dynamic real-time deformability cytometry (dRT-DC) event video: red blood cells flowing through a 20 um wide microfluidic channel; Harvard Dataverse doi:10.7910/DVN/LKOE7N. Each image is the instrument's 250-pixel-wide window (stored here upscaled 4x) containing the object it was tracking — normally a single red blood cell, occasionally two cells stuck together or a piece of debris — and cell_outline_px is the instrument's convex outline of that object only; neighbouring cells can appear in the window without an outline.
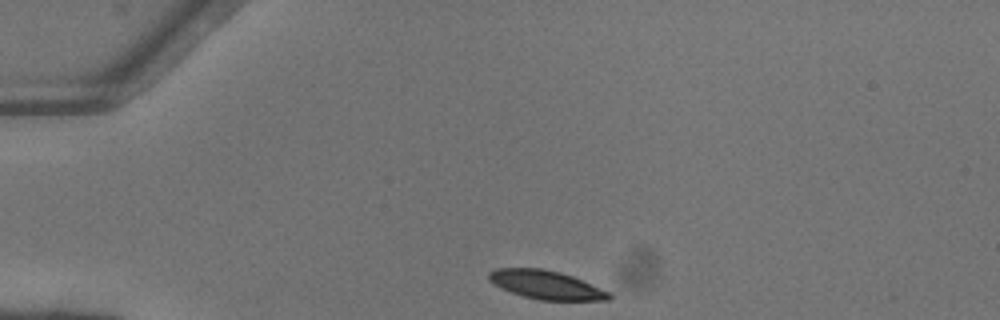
{"species": "common noctule bat (a hibernating species)", "species_latin": "Nyctalus noctula", "temperature_condition": "warm", "stored_images_in_passage": 40, "camera_frame_rate_fps": 3000, "um_per_image_px": 0.085, "animal": {"sex": "female"}, "frame": {"image": 1, "passage_image": 1, "time_ms": 0.0, "image_size_px": [1000, 320], "cell_outline_px": [[612, 296], [608, 300], [540, 300], [524, 296], [500, 288], [492, 284], [488, 280], [488, 272], [496, 268], [540, 268], [560, 272], [572, 276], [612, 292]], "centroid_in_image_um": [46.41, 24.2], "position_along_channel_um": 38.6, "area_um2": 20.11}}
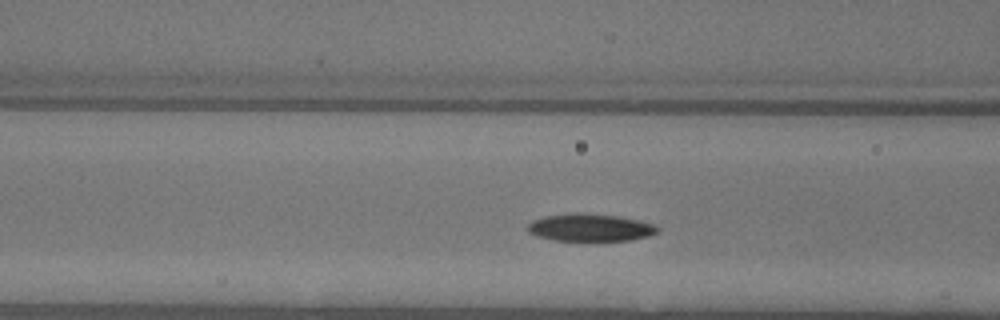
{"frame": {"image": 2, "passage_image": 10, "time_ms": 3.0, "image_size_px": [1000, 320], "cell_outline_px": [[660, 232], [648, 236], [632, 240], [588, 244], [552, 240], [536, 236], [528, 232], [528, 224], [532, 220], [544, 216], [568, 212], [588, 212], [620, 216], [656, 224], [660, 228]], "centroid_in_image_um": [50.18, 19.38], "position_along_channel_um": 116.4, "area_um2": 22.43}}
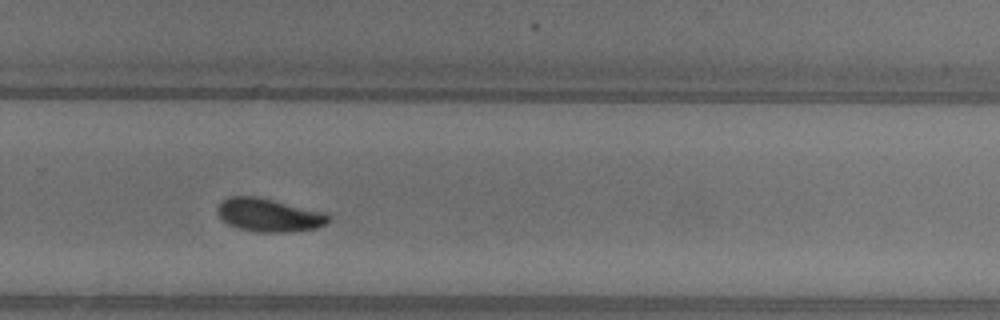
{"frame": {"image": 3, "passage_image": 24, "time_ms": 7.667, "image_size_px": [1000, 320], "cell_outline_px": [[332, 216], [328, 224], [316, 228], [292, 232], [256, 232], [240, 228], [228, 224], [216, 212], [216, 208], [224, 200], [232, 196], [256, 196], [324, 212]], "centroid_in_image_um": [22.9, 18.29], "position_along_channel_um": 306.9, "area_um2": 21.44}, "authors_computed_cell_mechanics": {"area_um2": 21.2126, "velocity_mm_per_s": 4.0946, "shape_relaxation_time_tau1_ms": 3.4742, "shape_relaxation_time_tau2_ms": null, "deformation_change_tau1": 0.1272, "deformation_change_tau2": null}}